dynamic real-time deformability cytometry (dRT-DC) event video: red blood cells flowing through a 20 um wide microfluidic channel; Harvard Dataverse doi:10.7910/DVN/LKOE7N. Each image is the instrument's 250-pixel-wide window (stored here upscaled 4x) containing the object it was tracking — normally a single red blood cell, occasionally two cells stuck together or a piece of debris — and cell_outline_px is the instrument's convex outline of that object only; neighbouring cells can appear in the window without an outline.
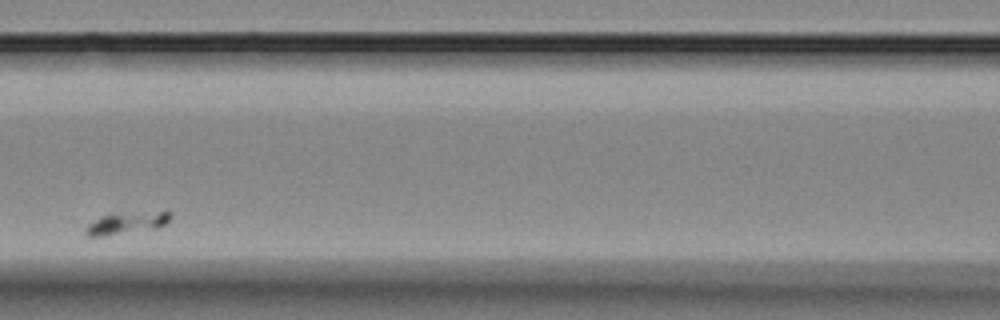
{"species": "Egyptian fruit bat (a non-hibernating species)", "species_latin": "Rousettus aegyptiacus", "temperature_condition": "room temperature", "stored_images_in_passage": 7, "camera_frame_rate_fps": 3000, "um_per_image_px": 0.085, "animal": {"sex": "female"}, "frame": {"image": 1, "passage_image": 6, "time_ms": 5.667, "image_size_px": [1000, 320], "cell_outline_px": [[168, 220], [164, 224], [156, 228], [104, 236], [84, 236], [84, 228], [88, 224], [100, 216], [112, 212], [168, 212]], "centroid_in_image_um": [10.61, 18.95], "position_along_channel_um": 156.0, "area_um2": 10.81}}
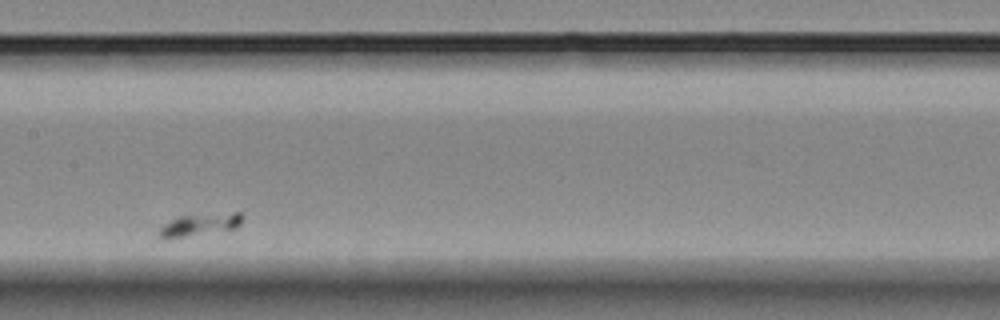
{"frame": {"image": 2, "passage_image": 7, "time_ms": 6.667, "image_size_px": [1000, 320], "cell_outline_px": [[244, 216], [240, 224], [236, 228], [168, 240], [164, 240], [160, 236], [160, 228], [164, 224], [180, 216], [232, 212], [240, 212]], "centroid_in_image_um": [16.99, 19.11], "position_along_channel_um": 190.4, "area_um2": 10.87}}